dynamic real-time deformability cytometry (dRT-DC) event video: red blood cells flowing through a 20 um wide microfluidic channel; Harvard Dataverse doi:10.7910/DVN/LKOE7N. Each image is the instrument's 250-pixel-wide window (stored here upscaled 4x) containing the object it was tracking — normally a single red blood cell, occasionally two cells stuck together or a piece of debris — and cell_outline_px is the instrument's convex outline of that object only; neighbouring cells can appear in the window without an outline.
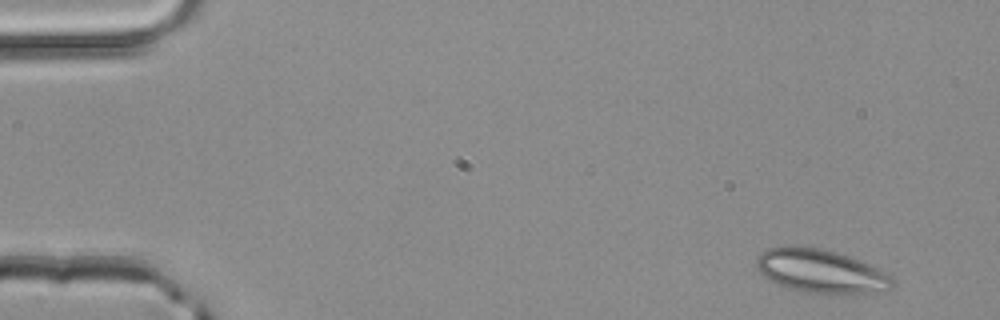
{"species": "common noctule bat (a hibernating species)", "species_latin": "Nyctalus noctula", "temperature_condition": "room temperature", "stored_images_in_passage": 3, "camera_frame_rate_fps": 3000, "um_per_image_px": 0.085, "animal": {"sex": "male", "body_mass_g": 20.4}, "frame": {"image": 1, "passage_image": 1, "time_ms": 0.0, "image_size_px": [1000, 320], "cell_outline_px": [[896, 284], [892, 288], [884, 292], [804, 292], [788, 288], [764, 276], [756, 268], [756, 256], [760, 252], [768, 248], [820, 248], [836, 252], [848, 256], [876, 268], [892, 276], [896, 280]], "centroid_in_image_um": [69.8, 23.06], "position_along_channel_um": 15.2, "area_um2": 33.58}}